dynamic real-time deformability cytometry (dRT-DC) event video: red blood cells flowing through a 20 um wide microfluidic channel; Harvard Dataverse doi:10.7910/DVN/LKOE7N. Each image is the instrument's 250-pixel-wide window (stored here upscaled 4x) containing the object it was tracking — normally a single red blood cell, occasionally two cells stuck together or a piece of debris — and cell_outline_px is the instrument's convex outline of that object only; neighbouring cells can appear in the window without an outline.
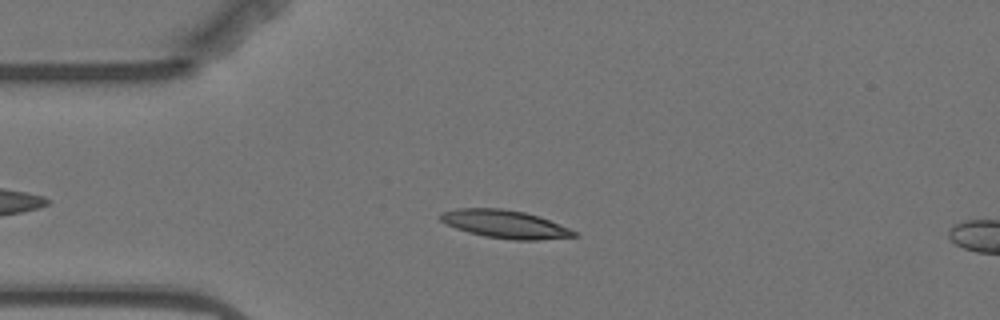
{"species": "Egyptian fruit bat (a non-hibernating species)", "species_latin": "Rousettus aegyptiacus", "temperature_condition": "warm", "stored_images_in_passage": 4, "camera_frame_rate_fps": 3000, "um_per_image_px": 0.085, "animal": {"sex": "female"}, "frame": {"image": 1, "passage_image": 3, "time_ms": 2.333, "image_size_px": [1000, 320], "cell_outline_px": [[580, 236], [536, 240], [516, 240], [484, 236], [468, 232], [456, 228], [440, 220], [440, 212], [456, 208], [500, 208], [524, 212], [540, 216], [568, 228], [576, 232]], "centroid_in_image_um": [42.92, 19.04], "position_along_channel_um": 42.1, "area_um2": 21.73}}